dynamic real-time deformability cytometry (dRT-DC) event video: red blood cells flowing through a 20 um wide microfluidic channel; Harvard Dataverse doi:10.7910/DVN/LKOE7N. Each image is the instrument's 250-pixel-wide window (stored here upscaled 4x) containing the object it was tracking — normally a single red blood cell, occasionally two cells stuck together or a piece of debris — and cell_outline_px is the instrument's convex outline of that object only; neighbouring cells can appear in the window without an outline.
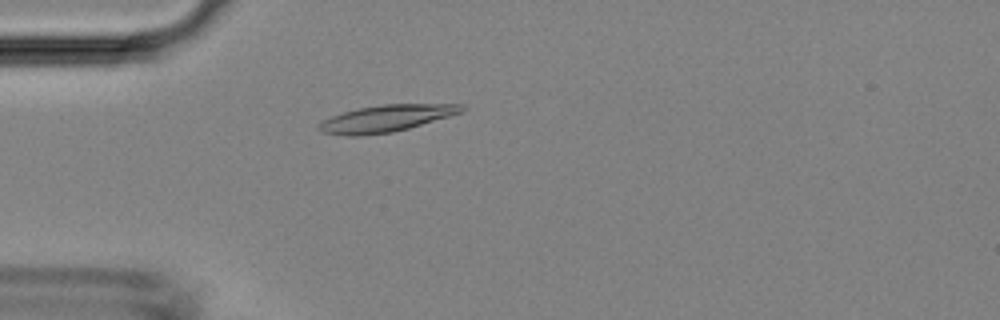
{"species": "Egyptian fruit bat (a non-hibernating species)", "species_latin": "Rousettus aegyptiacus", "temperature_condition": "room temperature", "stored_images_in_passage": 49, "camera_frame_rate_fps": 3000, "um_per_image_px": 0.085, "animal": {"sex": "female"}, "frame": {"image": 1, "passage_image": 14, "time_ms": 4.333, "image_size_px": [1000, 320], "cell_outline_px": [[468, 108], [460, 112], [448, 116], [408, 128], [392, 132], [360, 136], [348, 136], [320, 132], [316, 128], [316, 124], [332, 116], [344, 112], [360, 108], [384, 104], [464, 104]], "centroid_in_image_um": [32.78, 10.07], "position_along_channel_um": 52.2, "area_um2": 22.14}}
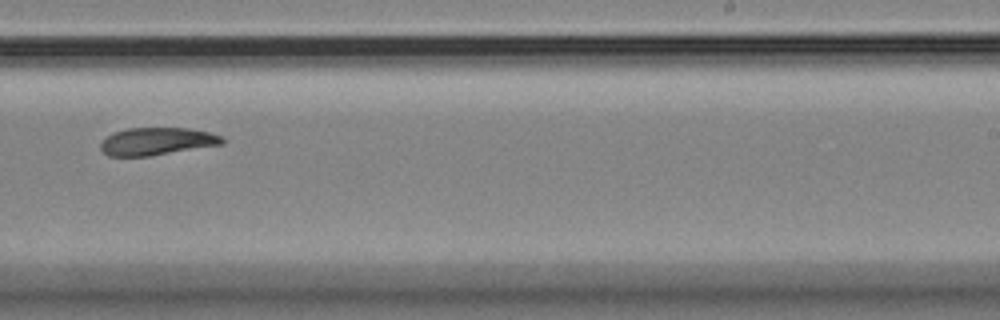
{"frame": {"image": 2, "passage_image": 31, "time_ms": 10.0, "image_size_px": [1000, 320], "cell_outline_px": [[224, 144], [148, 156], [108, 156], [100, 148], [100, 144], [112, 132], [128, 128], [188, 128], [208, 132], [224, 136]], "centroid_in_image_um": [13.35, 12.01], "position_along_channel_um": 275.7, "area_um2": 19.48}}
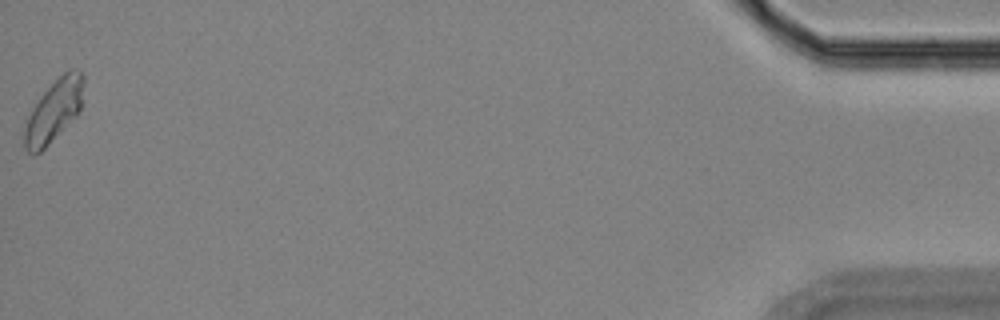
{"frame": {"image": 3, "passage_image": 49, "time_ms": 16.0, "image_size_px": [1000, 320], "cell_outline_px": [[84, 84], [80, 112], [40, 152], [28, 152], [24, 148], [24, 128], [28, 116], [32, 108], [40, 96], [68, 68], [76, 68], [84, 76]], "centroid_in_image_um": [4.6, 9.38], "position_along_channel_um": 430.6, "area_um2": 21.15}}